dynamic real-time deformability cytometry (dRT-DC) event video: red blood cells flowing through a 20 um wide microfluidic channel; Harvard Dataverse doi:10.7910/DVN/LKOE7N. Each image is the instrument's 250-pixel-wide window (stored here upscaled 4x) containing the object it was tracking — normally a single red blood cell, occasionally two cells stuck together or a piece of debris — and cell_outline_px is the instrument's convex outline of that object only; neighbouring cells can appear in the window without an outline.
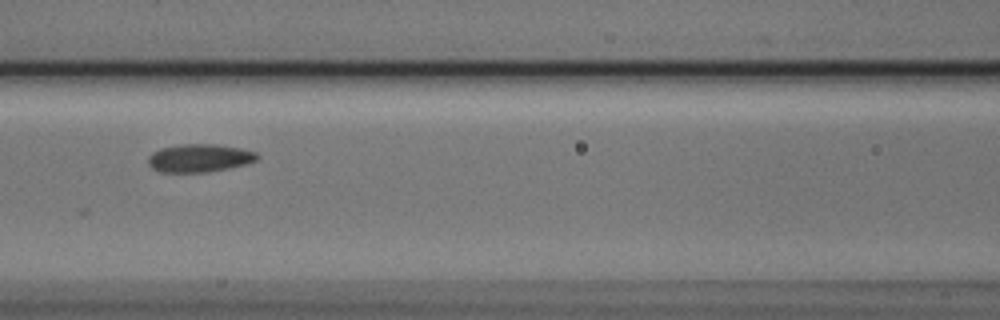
{"species": "Egyptian fruit bat (a non-hibernating species)", "species_latin": "Rousettus aegyptiacus", "temperature_condition": "cold", "stored_images_in_passage": 6, "camera_frame_rate_fps": 3000, "um_per_image_px": 0.085, "animal": {"sex": "male"}, "frame": {"image": 1, "passage_image": 4, "time_ms": 1.0, "image_size_px": [1000, 320], "cell_outline_px": [[260, 156], [256, 160], [248, 164], [208, 172], [160, 172], [152, 168], [148, 164], [148, 156], [152, 152], [160, 148], [180, 144], [216, 144], [240, 148], [256, 152]], "centroid_in_image_um": [16.95, 13.43], "position_along_channel_um": 149.7, "area_um2": 17.98}}
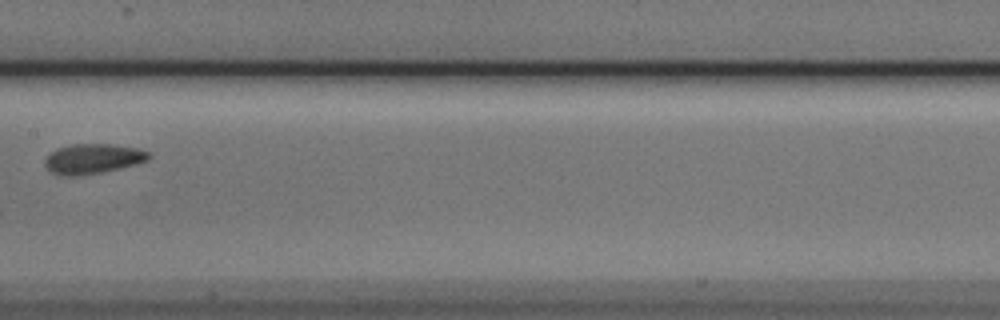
{"frame": {"image": 2, "passage_image": 5, "time_ms": 1.333, "image_size_px": [1000, 320], "cell_outline_px": [[152, 156], [148, 160], [136, 164], [120, 168], [100, 172], [76, 176], [60, 176], [52, 172], [44, 164], [44, 160], [52, 152], [60, 148], [72, 144], [112, 144], [136, 148], [148, 152]], "centroid_in_image_um": [7.9, 13.5], "position_along_channel_um": 199.5, "area_um2": 17.92}}
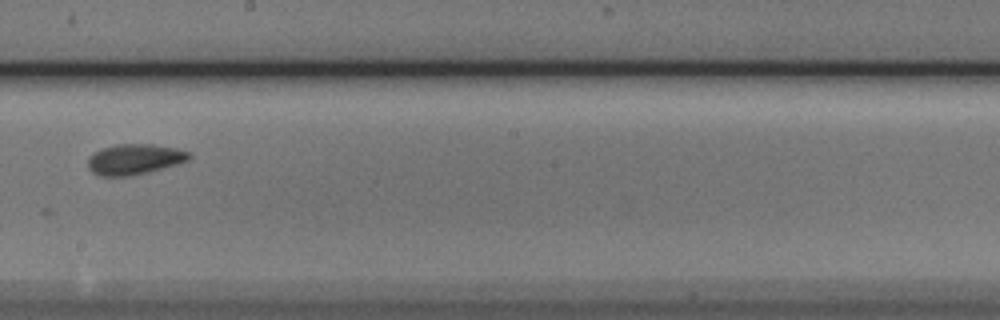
{"frame": {"image": 3, "passage_image": 6, "time_ms": 1.667, "image_size_px": [1000, 320], "cell_outline_px": [[192, 156], [188, 160], [176, 164], [148, 172], [128, 176], [100, 176], [92, 172], [88, 168], [88, 156], [92, 152], [100, 148], [116, 144], [152, 144], [176, 148], [192, 152]], "centroid_in_image_um": [11.4, 13.52], "position_along_channel_um": 236.8, "area_um2": 18.21}}